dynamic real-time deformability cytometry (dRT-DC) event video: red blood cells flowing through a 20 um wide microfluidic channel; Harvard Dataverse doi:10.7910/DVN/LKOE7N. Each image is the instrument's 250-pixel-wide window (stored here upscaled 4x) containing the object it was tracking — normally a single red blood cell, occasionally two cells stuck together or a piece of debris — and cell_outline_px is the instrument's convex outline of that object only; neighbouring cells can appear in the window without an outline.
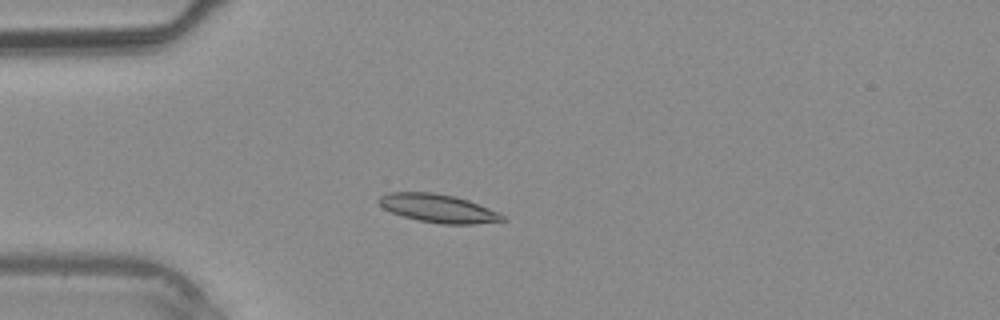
{"species": "common noctule bat (a hibernating species)", "species_latin": "Nyctalus noctula", "temperature_condition": "warm", "stored_images_in_passage": 38, "camera_frame_rate_fps": 3000, "um_per_image_px": 0.085, "animal": {"sex": "male", "body_mass_g": 20.4}, "frame": {"image": 1, "passage_image": 10, "time_ms": 3.0, "image_size_px": [1000, 320], "cell_outline_px": [[508, 220], [472, 224], [440, 224], [420, 220], [404, 216], [392, 212], [384, 208], [376, 200], [380, 196], [388, 192], [432, 192], [456, 196], [468, 200], [500, 212]], "centroid_in_image_um": [37.27, 17.7], "position_along_channel_um": 47.7, "area_um2": 20.4}}
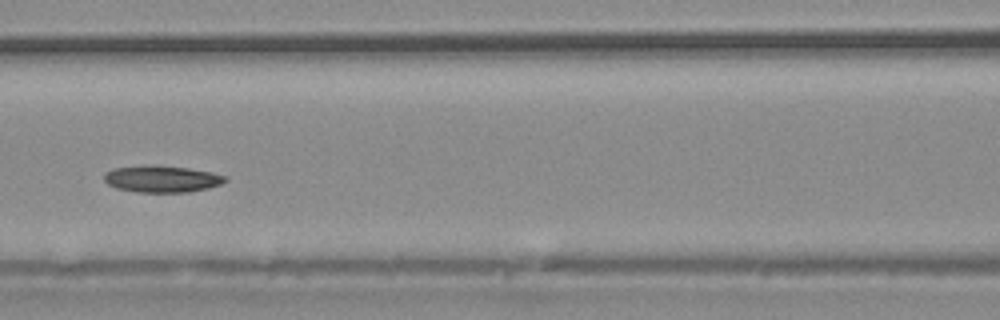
{"frame": {"image": 2, "passage_image": 17, "time_ms": 5.333, "image_size_px": [1000, 320], "cell_outline_px": [[228, 180], [220, 184], [208, 188], [188, 192], [136, 192], [116, 188], [108, 184], [104, 180], [104, 172], [112, 168], [144, 164], [156, 164], [188, 168], [212, 172], [228, 176]], "centroid_in_image_um": [13.74, 15.19], "position_along_channel_um": 152.9, "area_um2": 19.31}}
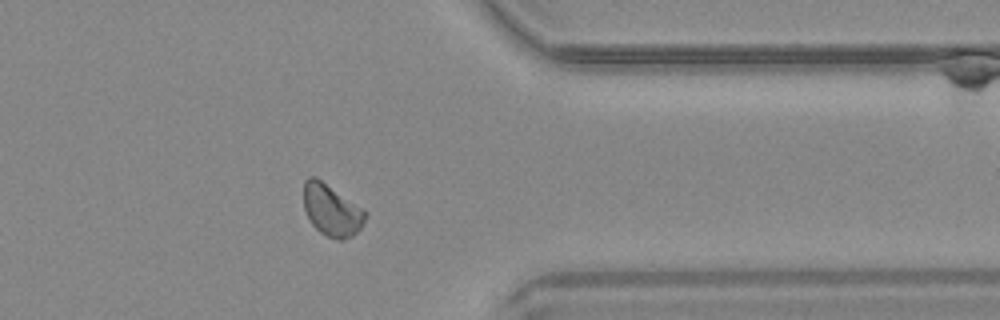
{"frame": {"image": 3, "passage_image": 31, "time_ms": 10.0, "image_size_px": [1000, 320], "cell_outline_px": [[368, 212], [360, 228], [352, 236], [344, 240], [336, 240], [320, 232], [312, 224], [304, 208], [304, 180], [308, 176], [316, 176], [364, 208]], "centroid_in_image_um": [28.2, 17.84], "position_along_channel_um": 383.2, "area_um2": 18.73}}